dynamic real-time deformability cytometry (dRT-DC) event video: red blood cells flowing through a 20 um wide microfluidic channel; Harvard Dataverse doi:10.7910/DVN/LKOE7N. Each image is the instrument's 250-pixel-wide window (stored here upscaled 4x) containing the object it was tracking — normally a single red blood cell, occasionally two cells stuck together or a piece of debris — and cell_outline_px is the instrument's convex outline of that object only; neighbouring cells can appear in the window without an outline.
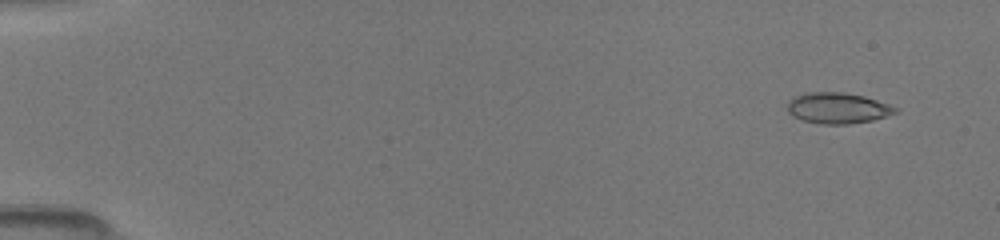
{"species": "common noctule bat (a hibernating species)", "species_latin": "Nyctalus noctula", "temperature_condition": "room temperature", "stored_images_in_passage": 23, "camera_frame_rate_fps": 3000, "um_per_image_px": 0.085, "animal": {"sex": "female", "body_mass_g": 19.5, "forearm_length_mm": 54.1}, "frame": {"image": 1, "passage_image": 4, "time_ms": 1.0, "image_size_px": [1000, 240], "cell_outline_px": [[900, 112], [872, 120], [848, 124], [820, 124], [804, 120], [792, 116], [788, 112], [788, 100], [792, 96], [808, 92], [844, 92], [864, 96], [900, 108]], "centroid_in_image_um": [71.21, 9.18], "position_along_channel_um": 13.8, "area_um2": 19.59}}
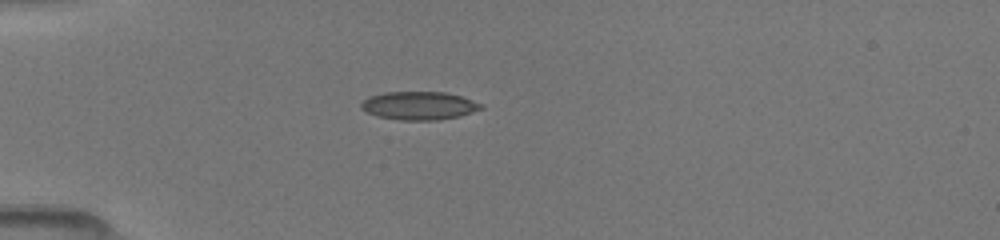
{"frame": {"image": 2, "passage_image": 15, "time_ms": 4.667, "image_size_px": [1000, 240], "cell_outline_px": [[484, 108], [460, 116], [436, 120], [400, 120], [376, 116], [360, 108], [360, 104], [368, 96], [384, 92], [444, 92], [460, 96], [484, 104]], "centroid_in_image_um": [35.61, 8.98], "position_along_channel_um": 49.4, "area_um2": 19.77}}
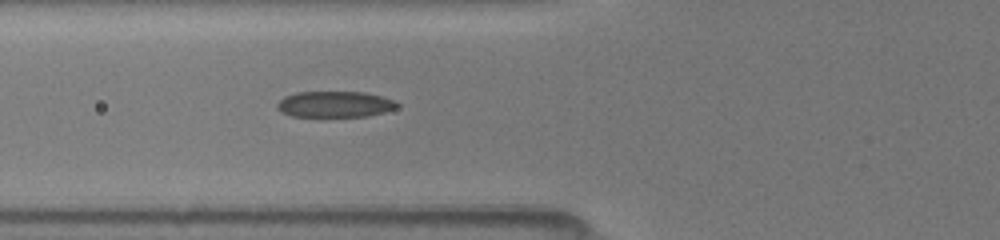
{"frame": {"image": 3, "passage_image": 22, "time_ms": 6.333, "image_size_px": [1000, 240], "cell_outline_px": [[400, 104], [396, 108], [384, 112], [368, 116], [292, 116], [280, 112], [276, 108], [276, 104], [284, 96], [296, 92], [364, 92], [380, 96], [392, 100]], "centroid_in_image_um": [28.42, 8.86], "position_along_channel_um": 97.4, "area_um2": 18.15}}